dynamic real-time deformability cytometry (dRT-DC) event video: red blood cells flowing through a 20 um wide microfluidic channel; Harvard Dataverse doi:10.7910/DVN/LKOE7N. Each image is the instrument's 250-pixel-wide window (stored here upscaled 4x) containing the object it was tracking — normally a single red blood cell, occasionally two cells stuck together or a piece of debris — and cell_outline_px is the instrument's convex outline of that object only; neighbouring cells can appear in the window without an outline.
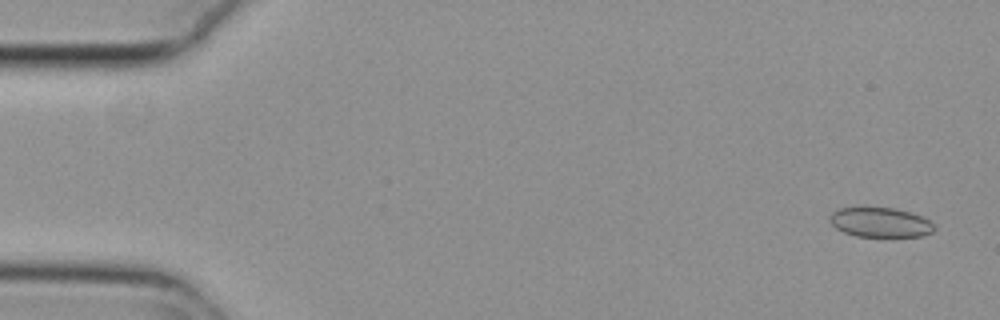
{"species": "common noctule bat (a hibernating species)", "species_latin": "Nyctalus noctula", "temperature_condition": "cold", "stored_images_in_passage": 55, "camera_frame_rate_fps": 3000, "um_per_image_px": 0.085, "animal": {"sex": "female", "body_mass_g": 29.2, "forearm_length_mm": 56.3}, "frame": {"image": 1, "passage_image": 3, "time_ms": 0.667, "image_size_px": [1000, 320], "cell_outline_px": [[936, 228], [932, 232], [924, 236], [856, 236], [844, 232], [836, 228], [828, 220], [828, 216], [832, 212], [840, 208], [864, 204], [896, 208], [912, 212], [936, 224]], "centroid_in_image_um": [74.79, 18.84], "position_along_channel_um": 10.2, "area_um2": 18.9}}
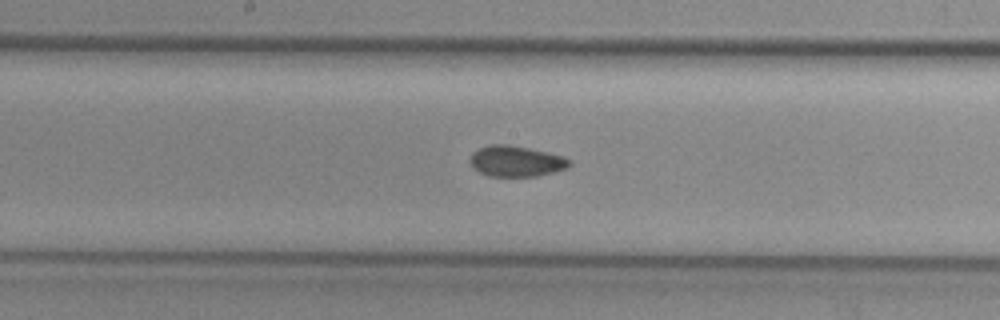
{"frame": {"image": 2, "passage_image": 29, "time_ms": 9.333, "image_size_px": [1000, 320], "cell_outline_px": [[572, 164], [568, 168], [536, 176], [488, 176], [472, 168], [468, 160], [472, 152], [480, 148], [492, 144], [508, 144], [528, 148], [560, 156], [572, 160]], "centroid_in_image_um": [43.82, 13.71], "position_along_channel_um": 204.4, "area_um2": 17.8}}
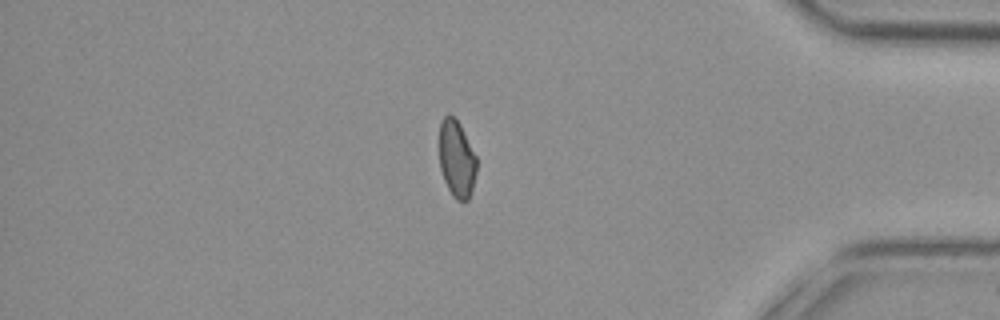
{"frame": {"image": 3, "passage_image": 47, "time_ms": 15.333, "image_size_px": [1000, 320], "cell_outline_px": [[476, 172], [472, 192], [468, 200], [456, 200], [452, 196], [444, 180], [440, 168], [440, 120], [448, 112], [460, 124], [476, 156]], "centroid_in_image_um": [38.81, 13.51], "position_along_channel_um": 396.4, "area_um2": 16.76}, "authors_computed_cell_mechanics": {"area_um2": 17.9758, "velocity_mm_per_s": 3.7756, "shape_relaxation_time_tau1_ms": null, "shape_relaxation_time_tau2_ms": 1.6515, "deformation_change_tau1": null, "deformation_change_tau2": 0.0553}}